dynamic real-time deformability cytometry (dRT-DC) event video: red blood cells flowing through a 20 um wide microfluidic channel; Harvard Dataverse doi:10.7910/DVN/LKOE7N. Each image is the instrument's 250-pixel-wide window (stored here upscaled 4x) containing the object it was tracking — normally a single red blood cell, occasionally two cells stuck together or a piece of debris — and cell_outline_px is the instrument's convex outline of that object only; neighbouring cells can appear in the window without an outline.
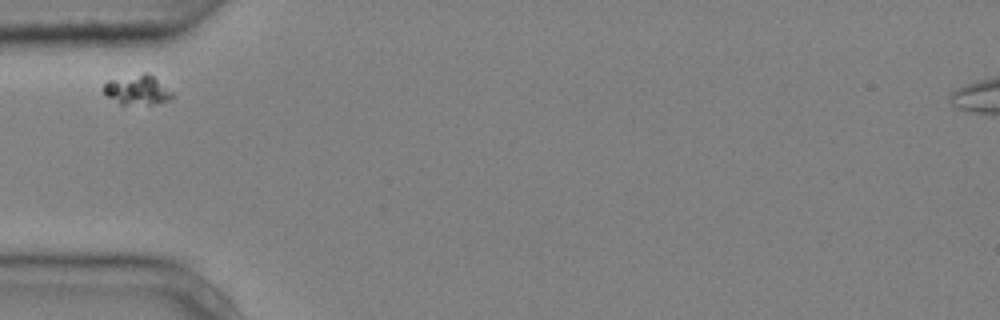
{"species": "common noctule bat (a hibernating species)", "species_latin": "Nyctalus noctula", "temperature_condition": "cold", "stored_images_in_passage": 6, "camera_frame_rate_fps": 3000, "um_per_image_px": 0.085, "animal": {"sex": "male", "body_mass_g": 20.4}, "frame": {"image": 1, "passage_image": 1, "time_ms": 0.0, "image_size_px": [1000, 320], "cell_outline_px": [[176, 96], [168, 100], [152, 104], [120, 104], [108, 96], [104, 92], [104, 84], [108, 80], [144, 72], [148, 72], [172, 92]], "centroid_in_image_um": [11.69, 7.63], "position_along_channel_um": 73.3, "area_um2": 11.73}}
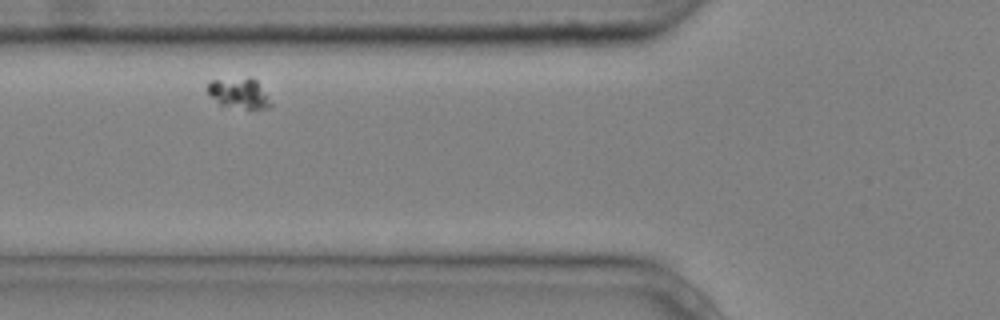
{"frame": {"image": 2, "passage_image": 2, "time_ms": 0.333, "image_size_px": [1000, 320], "cell_outline_px": [[272, 108], [248, 112], [220, 104], [208, 92], [208, 84], [212, 80], [248, 76], [256, 80], [272, 104]], "centroid_in_image_um": [20.38, 7.97], "position_along_channel_um": 105.4, "area_um2": 11.62}}
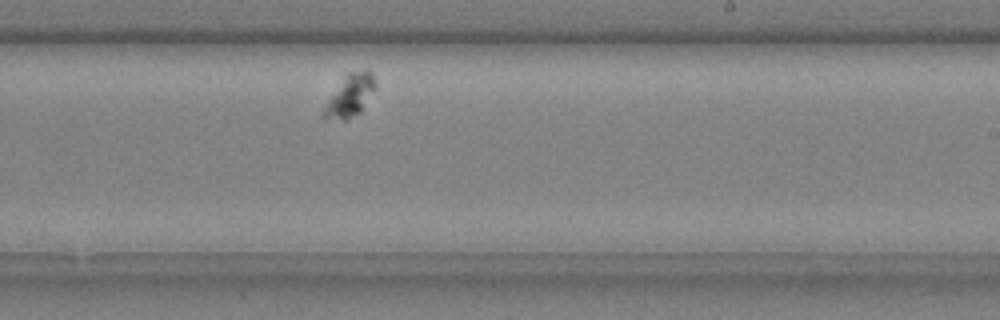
{"frame": {"image": 3, "passage_image": 6, "time_ms": 1.667, "image_size_px": [1000, 320], "cell_outline_px": [[376, 88], [360, 112], [344, 120], [324, 120], [320, 116], [328, 100], [348, 72], [372, 72], [376, 84]], "centroid_in_image_um": [29.73, 8.19], "position_along_channel_um": 259.3, "area_um2": 12.31}}